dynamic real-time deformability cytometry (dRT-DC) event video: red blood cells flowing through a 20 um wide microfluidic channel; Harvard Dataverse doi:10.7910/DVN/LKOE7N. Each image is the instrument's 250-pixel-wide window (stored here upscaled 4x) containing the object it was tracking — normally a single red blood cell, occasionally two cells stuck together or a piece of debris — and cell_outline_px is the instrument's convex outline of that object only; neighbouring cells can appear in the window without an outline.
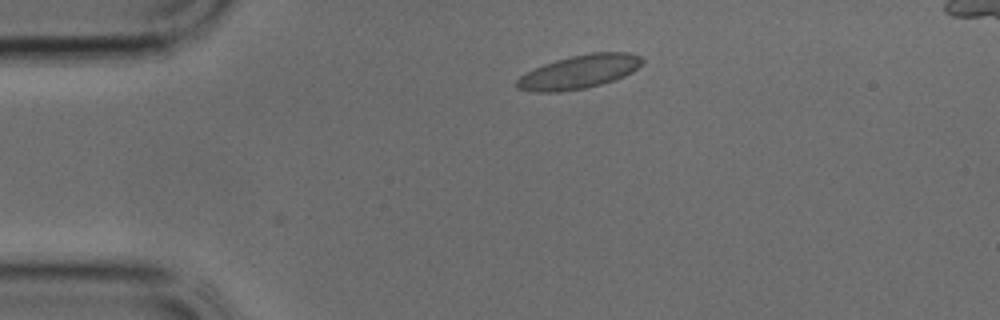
{"species": "common noctule bat (a hibernating species)", "species_latin": "Nyctalus noctula", "temperature_condition": "cold", "stored_images_in_passage": 21, "camera_frame_rate_fps": 3000, "um_per_image_px": 0.085, "animal": {"sex": "male", "body_mass_g": 17.9, "forearm_length_mm": 54.2}, "frame": {"image": 1, "passage_image": 1, "time_ms": 0.0, "image_size_px": [1000, 320], "cell_outline_px": [[644, 60], [632, 72], [624, 76], [600, 84], [584, 88], [560, 92], [532, 92], [516, 88], [516, 80], [520, 76], [544, 64], [556, 60], [572, 56], [592, 52], [628, 52], [640, 56]], "centroid_in_image_um": [49.21, 6.11], "position_along_channel_um": 35.8, "area_um2": 24.28}}
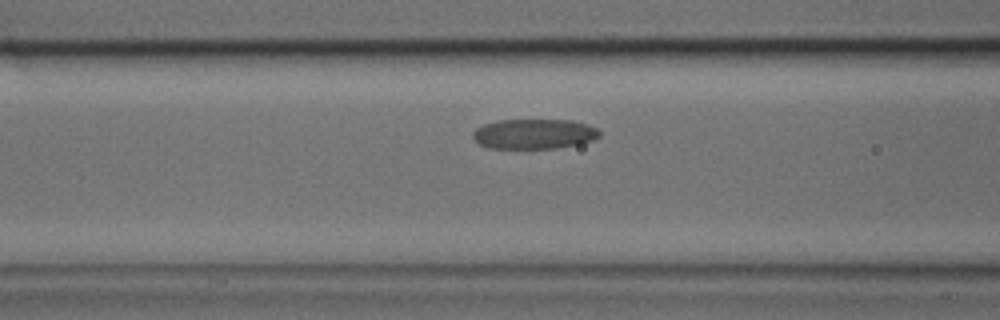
{"frame": {"image": 2, "passage_image": 8, "time_ms": 2.333, "image_size_px": [1000, 320], "cell_outline_px": [[600, 136], [592, 140], [580, 144], [556, 148], [488, 148], [476, 144], [472, 136], [472, 132], [476, 128], [484, 124], [500, 120], [572, 120], [588, 124], [596, 128], [600, 132]], "centroid_in_image_um": [45.37, 11.39], "position_along_channel_um": 121.2, "area_um2": 22.31}}
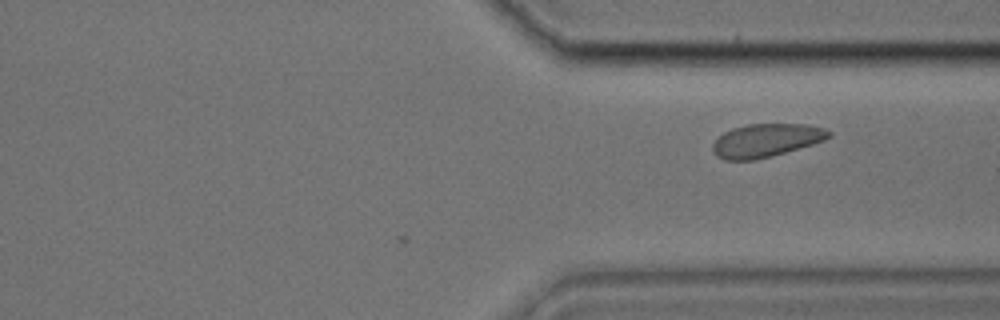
{"frame": {"image": 3, "passage_image": 21, "time_ms": 6.667, "image_size_px": [1000, 320], "cell_outline_px": [[832, 136], [824, 140], [812, 144], [772, 156], [752, 160], [724, 160], [716, 156], [712, 152], [712, 144], [724, 132], [732, 128], [748, 124], [808, 124], [824, 128], [832, 132]], "centroid_in_image_um": [65.11, 11.93], "position_along_channel_um": 346.3, "area_um2": 22.54}}